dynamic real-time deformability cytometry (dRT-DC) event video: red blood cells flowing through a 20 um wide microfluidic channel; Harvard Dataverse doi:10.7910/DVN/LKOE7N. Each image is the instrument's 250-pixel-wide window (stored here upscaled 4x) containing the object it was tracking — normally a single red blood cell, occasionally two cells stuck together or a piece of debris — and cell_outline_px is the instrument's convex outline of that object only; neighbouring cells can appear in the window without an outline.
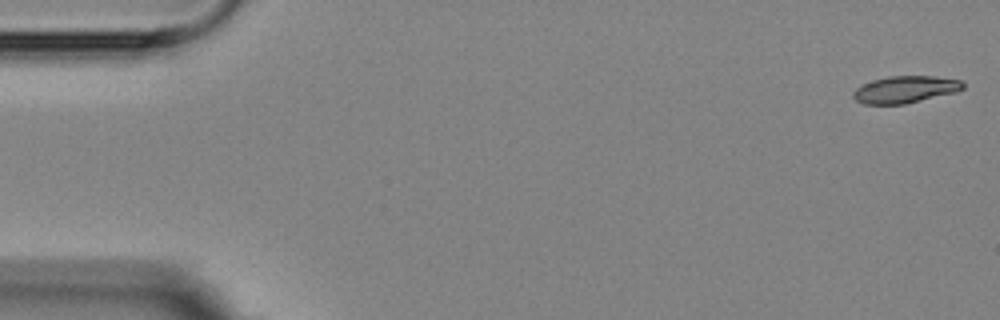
{"species": "Egyptian fruit bat (a non-hibernating species)", "species_latin": "Rousettus aegyptiacus", "temperature_condition": "room temperature", "stored_images_in_passage": 4, "segment_of_instrument_passage": [2, 2], "camera_frame_rate_fps": 3000, "um_per_image_px": 0.085, "animal": {"sex": "female"}, "frame": {"image": 1, "passage_image": 4, "time_ms": 5.0, "image_size_px": [1000, 320], "cell_outline_px": [[964, 88], [956, 92], [904, 104], [864, 104], [856, 100], [852, 96], [852, 92], [860, 84], [872, 80], [888, 76], [936, 76], [964, 80]], "centroid_in_image_um": [76.94, 7.59], "position_along_channel_um": 8.1, "area_um2": 17.46}}